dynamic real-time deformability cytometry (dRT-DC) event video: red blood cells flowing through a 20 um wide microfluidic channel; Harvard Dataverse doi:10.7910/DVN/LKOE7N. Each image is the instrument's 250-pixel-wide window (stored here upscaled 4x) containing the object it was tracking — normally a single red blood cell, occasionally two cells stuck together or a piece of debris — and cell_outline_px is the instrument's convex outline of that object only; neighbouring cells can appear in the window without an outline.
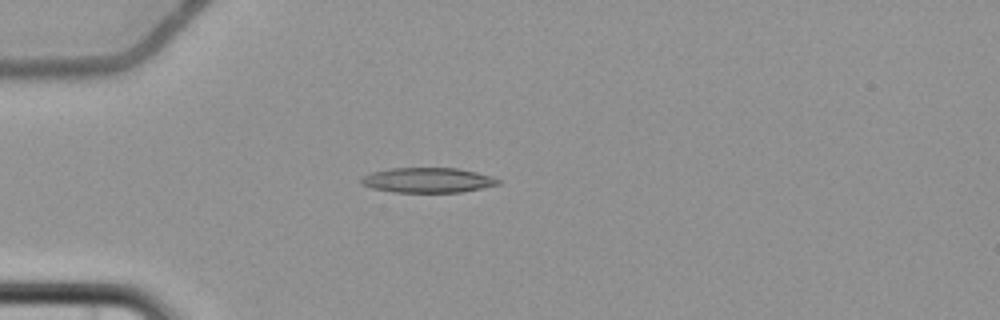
{"species": "common noctule bat (a hibernating species)", "species_latin": "Nyctalus noctula", "temperature_condition": "cold", "stored_images_in_passage": 5, "camera_frame_rate_fps": 3000, "um_per_image_px": 0.085, "animal": {"sex": "female", "body_mass_g": 22.7, "forearm_length_mm": 54.2}, "frame": {"image": 1, "passage_image": 4, "time_ms": 3.667, "image_size_px": [1000, 320], "cell_outline_px": [[500, 184], [460, 192], [392, 192], [372, 188], [360, 184], [360, 180], [364, 176], [372, 172], [392, 168], [456, 168], [476, 172], [492, 176], [500, 180]], "centroid_in_image_um": [36.34, 15.31], "position_along_channel_um": 48.7, "area_um2": 19.83}}